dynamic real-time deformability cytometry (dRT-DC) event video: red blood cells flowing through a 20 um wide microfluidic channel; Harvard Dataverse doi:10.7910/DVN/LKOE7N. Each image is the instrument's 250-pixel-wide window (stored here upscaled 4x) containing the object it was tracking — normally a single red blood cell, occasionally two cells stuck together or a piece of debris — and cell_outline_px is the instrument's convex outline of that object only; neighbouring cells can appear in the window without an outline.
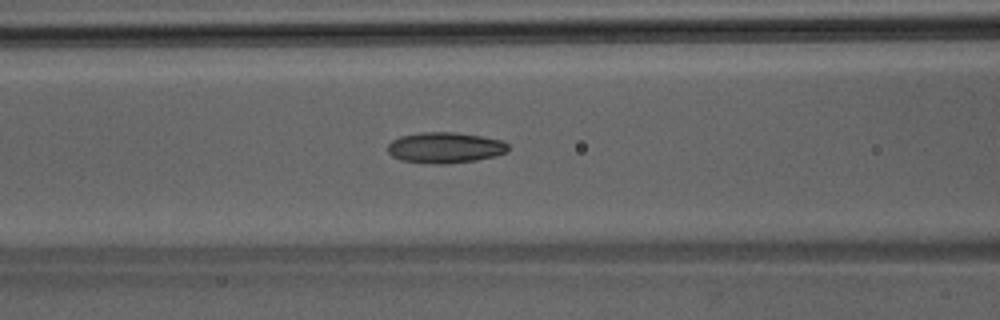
{"species": "Egyptian fruit bat (a non-hibernating species)", "species_latin": "Rousettus aegyptiacus", "temperature_condition": "room temperature", "stored_images_in_passage": 45, "camera_frame_rate_fps": 3000, "um_per_image_px": 0.085, "animal": {"sex": "male"}, "frame": {"image": 1, "passage_image": 19, "time_ms": 6.0, "image_size_px": [1000, 320], "cell_outline_px": [[508, 152], [496, 156], [476, 160], [444, 164], [432, 164], [400, 160], [392, 156], [388, 152], [388, 144], [392, 140], [400, 136], [420, 132], [452, 132], [480, 136], [500, 140], [508, 144]], "centroid_in_image_um": [37.81, 12.55], "position_along_channel_um": 128.8, "area_um2": 21.68}}
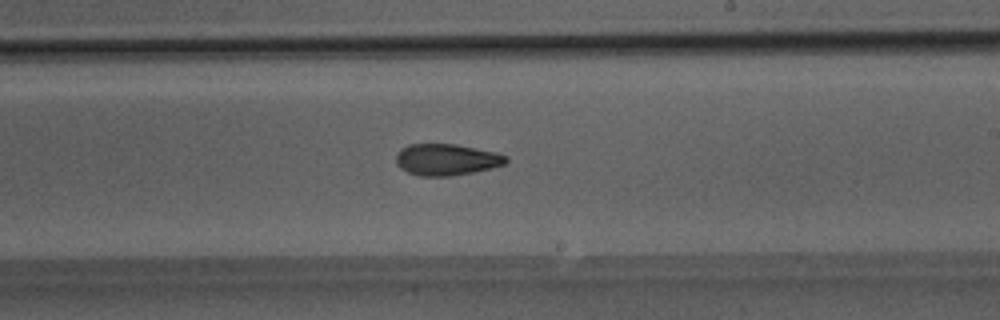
{"frame": {"image": 2, "passage_image": 27, "time_ms": 8.667, "image_size_px": [1000, 320], "cell_outline_px": [[508, 160], [504, 164], [492, 168], [452, 176], [420, 176], [408, 172], [400, 168], [396, 164], [396, 156], [400, 148], [408, 144], [456, 144], [496, 152], [508, 156]], "centroid_in_image_um": [37.94, 13.56], "position_along_channel_um": 251.1, "area_um2": 20.29}}
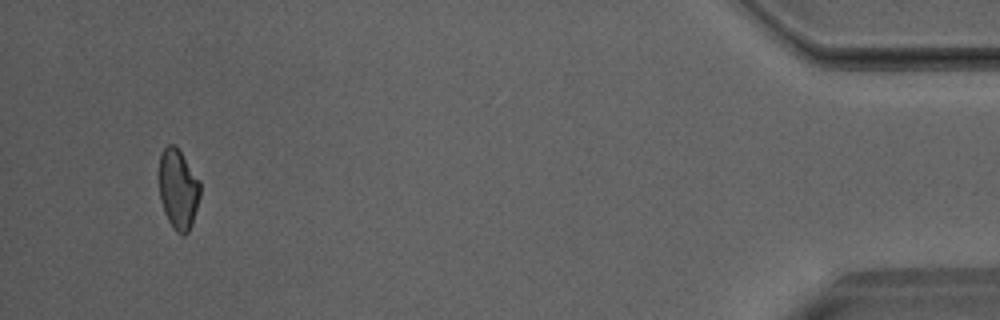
{"frame": {"image": 3, "passage_image": 43, "time_ms": 14.0, "image_size_px": [1000, 320], "cell_outline_px": [[200, 196], [192, 224], [188, 232], [184, 236], [176, 232], [168, 220], [164, 212], [160, 200], [160, 152], [168, 144], [176, 144], [200, 180]], "centroid_in_image_um": [15.16, 16.06], "position_along_channel_um": 420.0, "area_um2": 19.31}}